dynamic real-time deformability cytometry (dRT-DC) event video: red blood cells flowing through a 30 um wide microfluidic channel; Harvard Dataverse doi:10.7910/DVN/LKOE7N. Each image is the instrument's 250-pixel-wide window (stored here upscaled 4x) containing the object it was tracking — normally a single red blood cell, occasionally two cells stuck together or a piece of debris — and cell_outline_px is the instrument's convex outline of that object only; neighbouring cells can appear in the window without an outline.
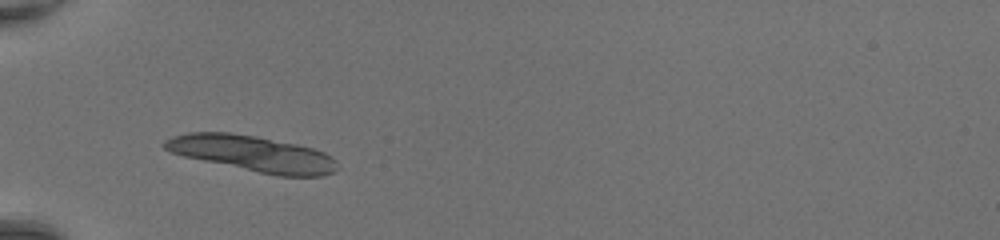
{"species": "common noctule bat (a hibernating species)", "species_latin": "Nyctalus noctula", "temperature_condition": "room temperature", "stored_images_in_passage": 7, "segment_of_instrument_passage": [1, 2], "camera_frame_rate_fps": 3000, "um_per_image_px": 0.085, "animal": {"sex": "female", "body_mass_g": 20.0, "forearm_length_mm": 54.0}, "frame": {"image": 1, "passage_image": 1, "time_ms": 0.0, "image_size_px": [1000, 240], "cell_outline_px": [[336, 168], [332, 172], [324, 176], [276, 176], [184, 156], [172, 152], [164, 148], [160, 144], [164, 140], [172, 136], [188, 132], [228, 132], [256, 136], [296, 144], [312, 148], [324, 152], [332, 156], [336, 160]], "centroid_in_image_um": [21.45, 13.05], "position_along_channel_um": 63.6, "area_um2": 35.95}}